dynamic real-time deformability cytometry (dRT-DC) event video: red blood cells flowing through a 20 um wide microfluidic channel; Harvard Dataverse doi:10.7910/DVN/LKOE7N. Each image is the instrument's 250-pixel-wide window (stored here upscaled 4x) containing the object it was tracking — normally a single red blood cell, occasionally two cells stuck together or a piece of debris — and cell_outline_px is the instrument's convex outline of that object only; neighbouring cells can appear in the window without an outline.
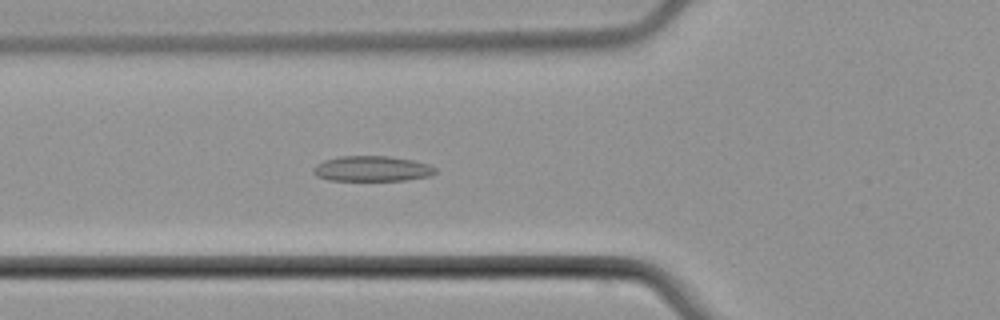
{"species": "common noctule bat (a hibernating species)", "species_latin": "Nyctalus noctula", "temperature_condition": "cold", "stored_images_in_passage": 5, "camera_frame_rate_fps": 3000, "um_per_image_px": 0.085, "animal": {"sex": "male", "body_mass_g": 21.5, "forearm_length_mm": 52.0}, "frame": {"image": 1, "passage_image": 5, "time_ms": 4.667, "image_size_px": [1000, 320], "cell_outline_px": [[436, 172], [432, 176], [404, 180], [328, 180], [316, 176], [312, 172], [312, 168], [316, 164], [324, 160], [340, 156], [388, 156], [412, 160], [428, 164], [436, 168]], "centroid_in_image_um": [31.6, 14.34], "position_along_channel_um": 94.2, "area_um2": 18.09}}